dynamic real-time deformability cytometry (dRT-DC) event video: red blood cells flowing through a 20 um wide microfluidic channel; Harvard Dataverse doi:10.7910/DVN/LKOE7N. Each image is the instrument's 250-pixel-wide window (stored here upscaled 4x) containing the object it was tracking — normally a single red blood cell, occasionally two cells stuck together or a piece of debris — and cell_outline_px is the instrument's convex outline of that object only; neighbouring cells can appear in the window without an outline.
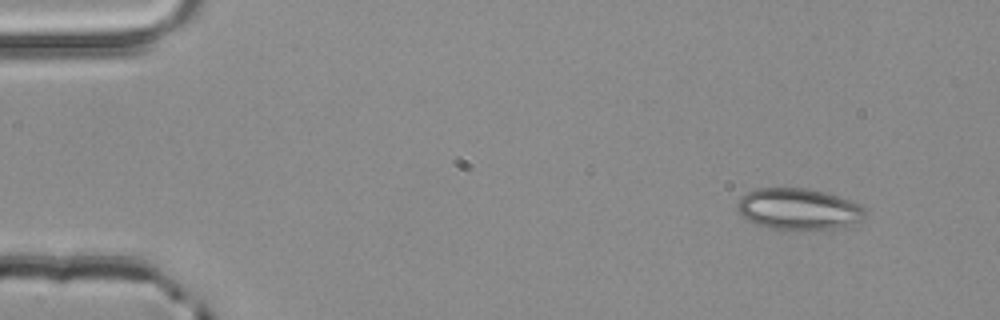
{"species": "common noctule bat (a hibernating species)", "species_latin": "Nyctalus noctula", "temperature_condition": "room temperature", "stored_images_in_passage": 3, "camera_frame_rate_fps": 3000, "um_per_image_px": 0.085, "animal": {"sex": "male", "body_mass_g": 20.4}, "frame": {"image": 1, "passage_image": 1, "time_ms": 0.0, "image_size_px": [1000, 320], "cell_outline_px": [[868, 212], [860, 220], [836, 228], [768, 228], [756, 224], [748, 220], [736, 208], [736, 204], [740, 196], [756, 188], [804, 188], [824, 192], [848, 200], [864, 208]], "centroid_in_image_um": [67.81, 17.74], "position_along_channel_um": 17.2, "area_um2": 30.06}}